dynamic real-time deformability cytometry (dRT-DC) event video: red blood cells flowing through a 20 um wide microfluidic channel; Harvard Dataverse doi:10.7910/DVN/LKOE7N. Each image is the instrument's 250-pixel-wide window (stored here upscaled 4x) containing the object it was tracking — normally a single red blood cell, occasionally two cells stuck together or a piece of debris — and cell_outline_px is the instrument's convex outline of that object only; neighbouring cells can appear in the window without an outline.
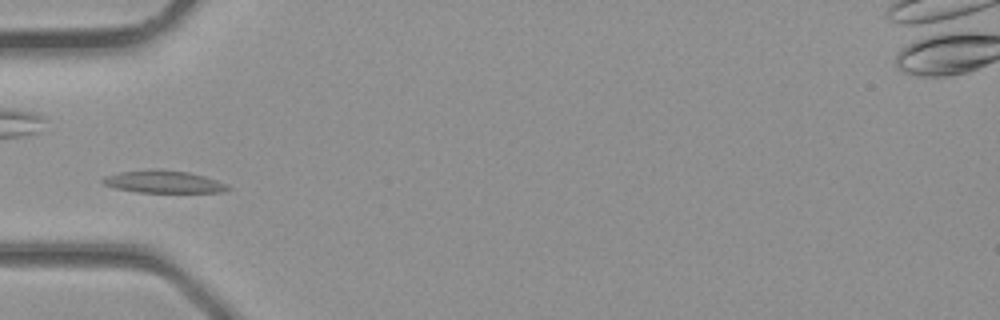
{"species": "common noctule bat (a hibernating species)", "species_latin": "Nyctalus noctula", "temperature_condition": "room temperature", "stored_images_in_passage": 1, "camera_frame_rate_fps": 3000, "um_per_image_px": 0.085, "animal": {"sex": "male", "body_mass_g": 23.1, "forearm_length_mm": 52.7}, "frame": {"image": 1, "passage_image": 1, "time_ms": 0.0, "image_size_px": [1000, 320], "cell_outline_px": [[232, 188], [224, 192], [136, 192], [116, 188], [104, 184], [100, 180], [104, 176], [120, 172], [152, 168], [156, 168], [188, 172], [204, 176], [216, 180]], "centroid_in_image_um": [13.86, 15.44], "position_along_channel_um": 71.1, "area_um2": 16.36}}